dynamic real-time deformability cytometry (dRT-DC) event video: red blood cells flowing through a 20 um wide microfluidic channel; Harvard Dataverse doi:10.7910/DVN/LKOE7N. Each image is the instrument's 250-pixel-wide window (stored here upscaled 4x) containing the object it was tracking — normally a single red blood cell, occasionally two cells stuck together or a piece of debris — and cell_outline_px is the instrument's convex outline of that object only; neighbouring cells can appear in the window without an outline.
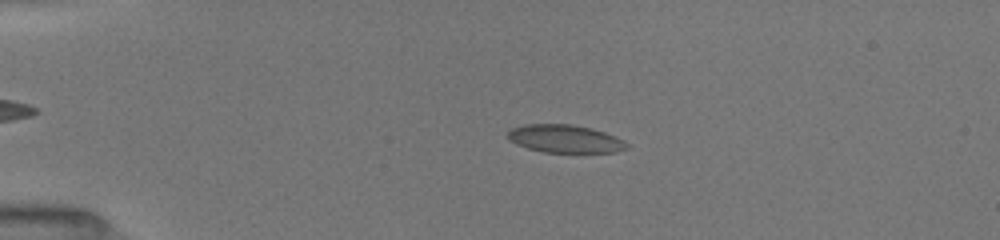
{"species": "common noctule bat (a hibernating species)", "species_latin": "Nyctalus noctula", "temperature_condition": "room temperature", "stored_images_in_passage": 45, "camera_frame_rate_fps": 3000, "um_per_image_px": 0.085, "animal": {"sex": "female", "body_mass_g": 19.5, "forearm_length_mm": 54.1}, "frame": {"image": 1, "passage_image": 12, "time_ms": 3.667, "image_size_px": [1000, 240], "cell_outline_px": [[628, 148], [616, 152], [544, 152], [528, 148], [516, 144], [508, 140], [508, 132], [512, 128], [524, 124], [572, 124], [592, 128], [616, 136], [624, 140], [628, 144]], "centroid_in_image_um": [48.04, 11.79], "position_along_channel_um": 37.0, "area_um2": 19.42}}
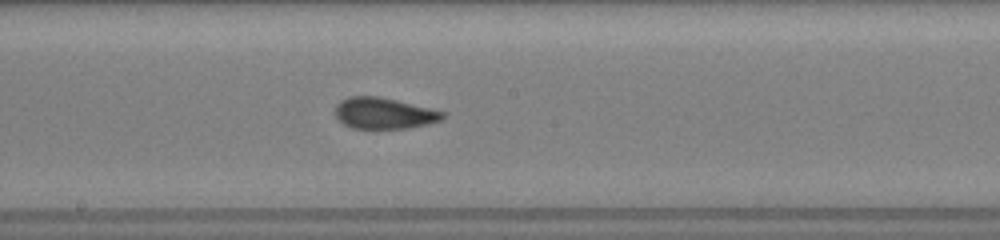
{"frame": {"image": 2, "passage_image": 29, "time_ms": 9.333, "image_size_px": [1000, 240], "cell_outline_px": [[448, 112], [440, 120], [428, 124], [408, 128], [352, 128], [344, 124], [336, 116], [336, 104], [340, 100], [348, 96], [376, 96], [396, 100]], "centroid_in_image_um": [32.65, 9.62], "position_along_channel_um": 215.6, "area_um2": 19.48}}
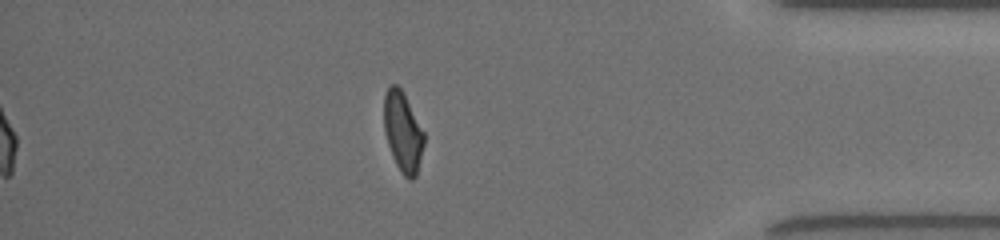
{"frame": {"image": 3, "passage_image": 45, "time_ms": 14.667, "image_size_px": [1000, 240], "cell_outline_px": [[424, 144], [416, 176], [412, 180], [408, 180], [400, 172], [396, 164], [388, 144], [384, 128], [384, 96], [388, 88], [392, 84], [396, 84], [404, 92], [424, 132]], "centroid_in_image_um": [34.25, 11.21], "position_along_channel_um": 401.0, "area_um2": 18.61}, "authors_computed_cell_mechanics": {"area_um2": 19.9988, "velocity_mm_per_s": 4.0358, "shape_relaxation_time_tau1_ms": 5.8371, "shape_relaxation_time_tau2_ms": 0.9906, "deformation_change_tau1": 0.1426, "deformation_change_tau2": 0.0697}}